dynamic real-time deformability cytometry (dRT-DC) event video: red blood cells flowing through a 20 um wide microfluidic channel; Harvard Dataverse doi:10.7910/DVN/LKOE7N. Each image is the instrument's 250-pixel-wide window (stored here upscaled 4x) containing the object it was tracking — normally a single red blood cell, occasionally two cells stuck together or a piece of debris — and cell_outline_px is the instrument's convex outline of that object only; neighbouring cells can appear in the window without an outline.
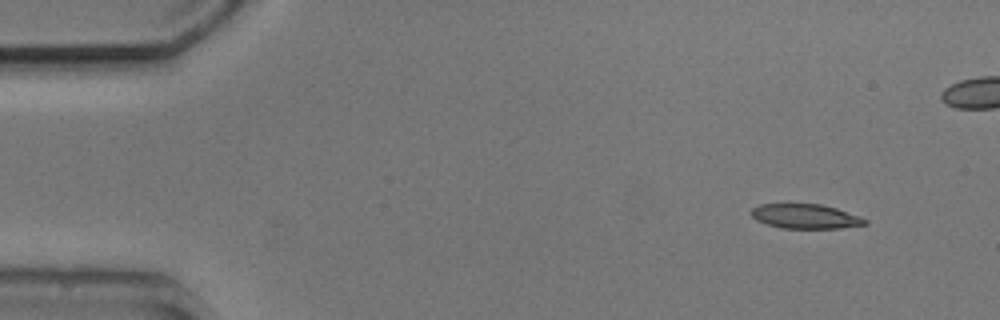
{"species": "common noctule bat (a hibernating species)", "species_latin": "Nyctalus noctula", "temperature_condition": "cold", "stored_images_in_passage": 5, "camera_frame_rate_fps": 3000, "um_per_image_px": 0.085, "animal": {"sex": "male", "body_mass_g": 20.5, "forearm_length_mm": 52.5}, "frame": {"image": 1, "passage_image": 1, "time_ms": 0.0, "image_size_px": [1000, 320], "cell_outline_px": [[868, 224], [840, 228], [780, 228], [756, 220], [752, 216], [752, 208], [760, 204], [788, 200], [820, 204], [836, 208], [860, 216], [868, 220]], "centroid_in_image_um": [68.42, 18.33], "position_along_channel_um": 16.6, "area_um2": 17.05}}